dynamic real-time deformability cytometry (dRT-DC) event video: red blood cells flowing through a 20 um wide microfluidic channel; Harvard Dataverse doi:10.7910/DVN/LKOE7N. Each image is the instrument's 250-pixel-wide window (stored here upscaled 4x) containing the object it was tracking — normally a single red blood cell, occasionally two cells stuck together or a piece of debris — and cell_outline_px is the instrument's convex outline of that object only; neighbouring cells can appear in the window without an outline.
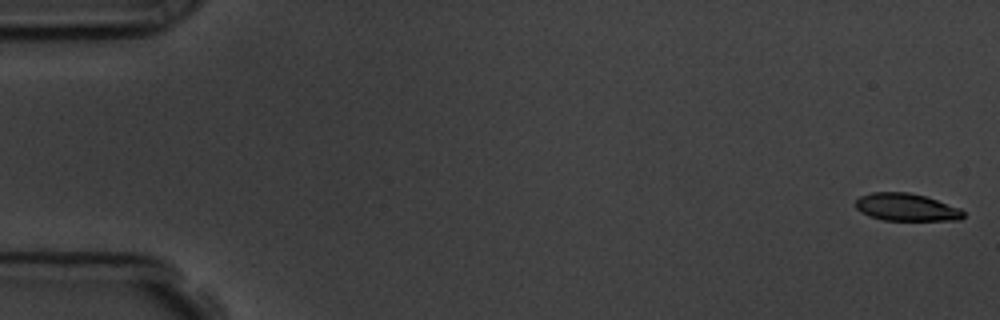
{"species": "common noctule bat (a hibernating species)", "species_latin": "Nyctalus noctula", "temperature_condition": "room temperature", "stored_images_in_passage": 56, "camera_frame_rate_fps": 3000, "um_per_image_px": 0.085, "animal": {"sex": "male", "body_mass_g": 19.5, "forearm_length_mm": 54.6}, "frame": {"image": 1, "passage_image": 1, "time_ms": 0.0, "image_size_px": [1000, 320], "cell_outline_px": [[964, 216], [960, 220], [884, 220], [868, 216], [860, 212], [856, 208], [856, 200], [860, 196], [872, 192], [908, 192], [924, 196], [960, 208], [964, 212]], "centroid_in_image_um": [77.01, 17.62], "position_along_channel_um": 8.0, "area_um2": 17.22}}
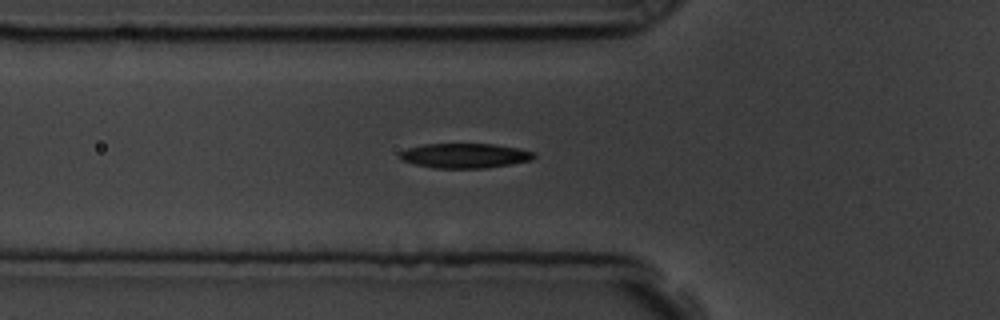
{"frame": {"image": 2, "passage_image": 20, "time_ms": 6.333, "image_size_px": [1000, 320], "cell_outline_px": [[536, 156], [532, 160], [484, 168], [432, 168], [400, 160], [400, 152], [408, 148], [424, 144], [492, 144], [520, 148], [532, 152]], "centroid_in_image_um": [39.49, 13.23], "position_along_channel_um": 86.3, "area_um2": 19.19}}
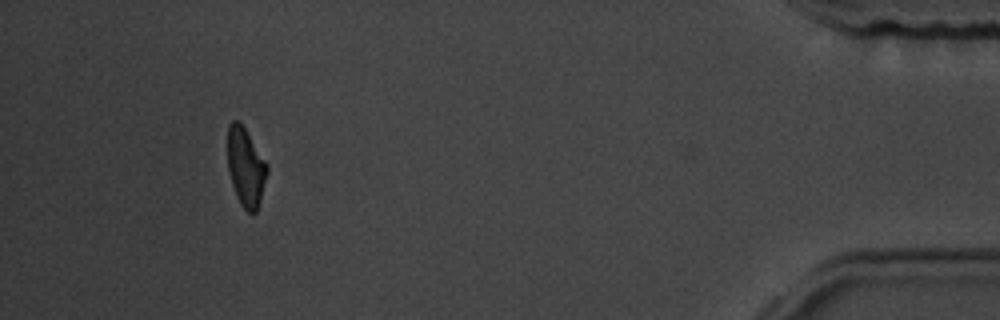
{"frame": {"image": 3, "passage_image": 53, "time_ms": 17.333, "image_size_px": [1000, 320], "cell_outline_px": [[268, 172], [260, 200], [256, 212], [252, 216], [240, 204], [232, 184], [228, 172], [228, 124], [232, 120], [240, 120], [268, 164]], "centroid_in_image_um": [20.89, 14.19], "position_along_channel_um": 414.3, "area_um2": 18.26}}